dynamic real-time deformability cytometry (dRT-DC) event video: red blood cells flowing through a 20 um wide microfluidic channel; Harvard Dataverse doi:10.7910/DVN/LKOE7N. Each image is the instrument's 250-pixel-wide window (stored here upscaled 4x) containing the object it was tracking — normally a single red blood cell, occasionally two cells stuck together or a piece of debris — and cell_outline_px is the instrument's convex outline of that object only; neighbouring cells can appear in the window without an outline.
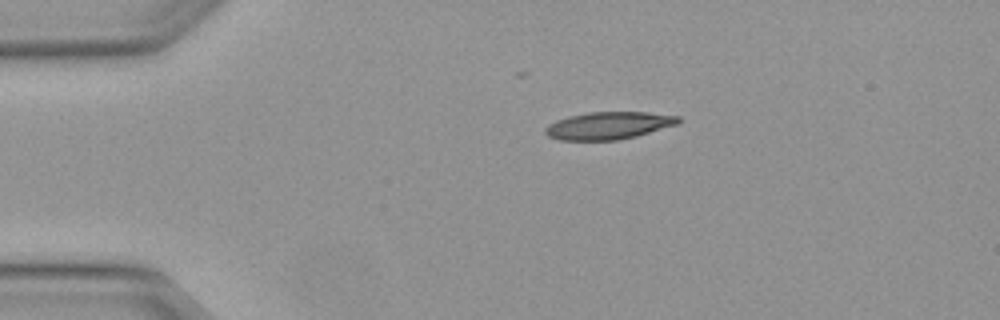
{"species": "Egyptian fruit bat (a non-hibernating species)", "species_latin": "Rousettus aegyptiacus", "temperature_condition": "warm", "stored_images_in_passage": 30, "camera_frame_rate_fps": 3000, "um_per_image_px": 0.085, "animal": {"sex": "female"}, "frame": {"image": 1, "passage_image": 1, "time_ms": 0.0, "image_size_px": [1000, 320], "cell_outline_px": [[680, 120], [676, 124], [636, 136], [616, 140], [560, 140], [548, 136], [544, 132], [544, 128], [548, 124], [556, 120], [568, 116], [588, 112], [644, 112], [680, 116]], "centroid_in_image_um": [51.67, 10.67], "position_along_channel_um": 33.3, "area_um2": 21.15}}
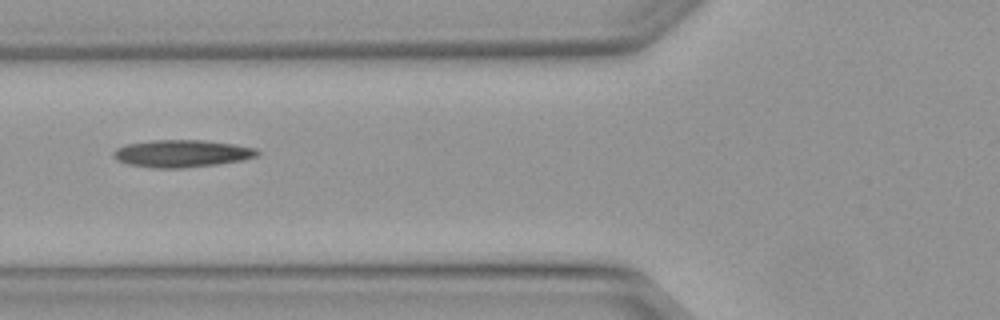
{"frame": {"image": 2, "passage_image": 10, "time_ms": 3.0, "image_size_px": [1000, 320], "cell_outline_px": [[260, 152], [256, 156], [244, 160], [216, 164], [184, 168], [152, 168], [128, 164], [116, 160], [112, 156], [112, 152], [116, 148], [128, 144], [152, 140], [204, 140], [236, 144], [256, 148]], "centroid_in_image_um": [15.45, 13.05], "position_along_channel_um": 110.3, "area_um2": 23.06}}
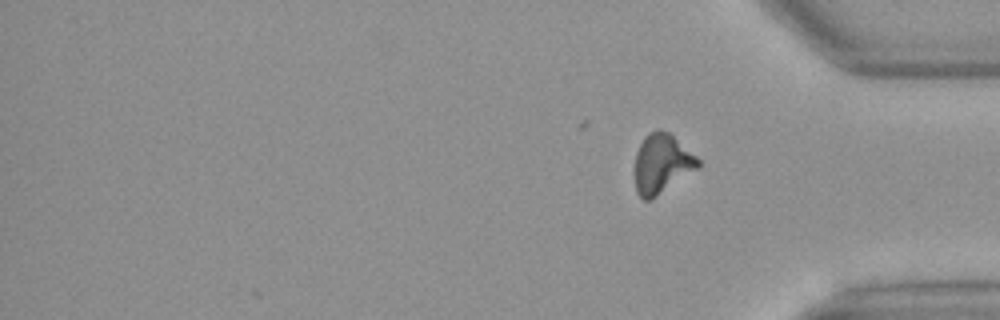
{"frame": {"image": 3, "passage_image": 30, "time_ms": 9.667, "image_size_px": [1000, 320], "cell_outline_px": [[700, 168], [652, 200], [644, 200], [636, 192], [632, 172], [636, 152], [644, 136], [648, 132], [656, 128], [668, 132], [696, 156], [700, 160]], "centroid_in_image_um": [56.21, 13.94], "position_along_channel_um": 379.0, "area_um2": 22.6}, "authors_computed_cell_mechanics": {"area_um2": 21.7617, "velocity_mm_per_s": 4.1451, "shape_relaxation_time_tau1_ms": 9.4081, "shape_relaxation_time_tau2_ms": 3.8463, "deformation_change_tau1": 0.2842, "deformation_change_tau2": 0.1537}}